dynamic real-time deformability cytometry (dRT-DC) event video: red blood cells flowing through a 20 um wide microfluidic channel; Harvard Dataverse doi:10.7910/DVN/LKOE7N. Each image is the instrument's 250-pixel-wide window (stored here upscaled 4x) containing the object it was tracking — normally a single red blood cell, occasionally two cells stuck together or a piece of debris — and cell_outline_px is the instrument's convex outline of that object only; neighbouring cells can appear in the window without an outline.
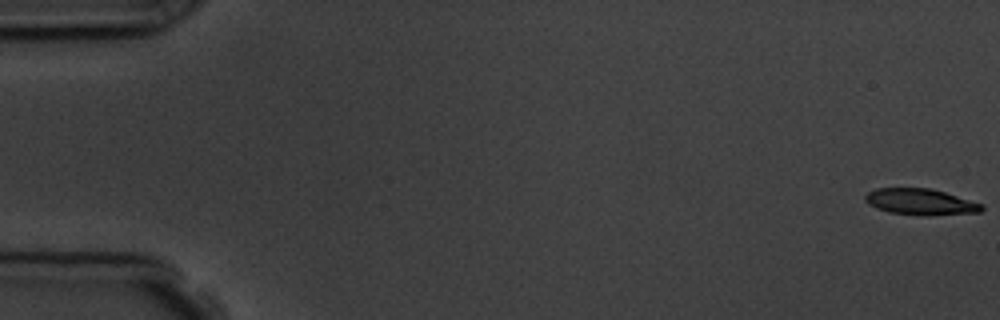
{"species": "common noctule bat (a hibernating species)", "species_latin": "Nyctalus noctula", "temperature_condition": "room temperature", "stored_images_in_passage": 6, "camera_frame_rate_fps": 3000, "um_per_image_px": 0.085, "animal": {"sex": "male", "body_mass_g": 19.5, "forearm_length_mm": 54.6}, "frame": {"image": 1, "passage_image": 1, "time_ms": 0.0, "image_size_px": [1000, 320], "cell_outline_px": [[984, 208], [980, 212], [928, 216], [888, 212], [876, 208], [868, 204], [864, 200], [864, 196], [868, 192], [876, 188], [928, 188], [944, 192], [984, 204]], "centroid_in_image_um": [78.23, 17.16], "position_along_channel_um": 6.8, "area_um2": 17.86}}
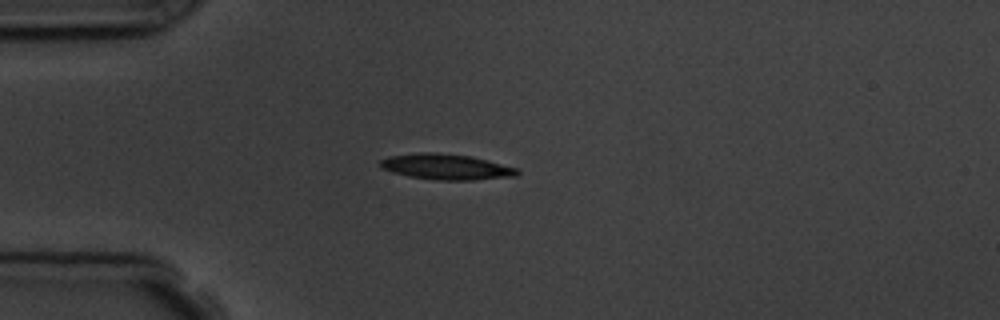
{"frame": {"image": 2, "passage_image": 5, "time_ms": 4.667, "image_size_px": [1000, 320], "cell_outline_px": [[520, 172], [516, 176], [472, 180], [440, 180], [408, 176], [392, 172], [380, 168], [380, 160], [388, 156], [416, 152], [436, 152], [472, 156], [488, 160], [516, 168]], "centroid_in_image_um": [37.89, 14.17], "position_along_channel_um": 47.1, "area_um2": 20.58}}